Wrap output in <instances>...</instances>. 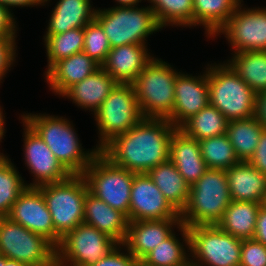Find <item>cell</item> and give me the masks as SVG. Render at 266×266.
<instances>
[{
	"label": "cell",
	"mask_w": 266,
	"mask_h": 266,
	"mask_svg": "<svg viewBox=\"0 0 266 266\" xmlns=\"http://www.w3.org/2000/svg\"><path fill=\"white\" fill-rule=\"evenodd\" d=\"M49 1L52 0H0V4L6 7L8 10L12 11L13 8L17 7H37L38 5L40 6H45L46 4L49 3Z\"/></svg>",
	"instance_id": "44"
},
{
	"label": "cell",
	"mask_w": 266,
	"mask_h": 266,
	"mask_svg": "<svg viewBox=\"0 0 266 266\" xmlns=\"http://www.w3.org/2000/svg\"><path fill=\"white\" fill-rule=\"evenodd\" d=\"M111 48L106 34L96 19H93L84 27L83 51L89 57L101 65Z\"/></svg>",
	"instance_id": "37"
},
{
	"label": "cell",
	"mask_w": 266,
	"mask_h": 266,
	"mask_svg": "<svg viewBox=\"0 0 266 266\" xmlns=\"http://www.w3.org/2000/svg\"><path fill=\"white\" fill-rule=\"evenodd\" d=\"M147 174L163 193L165 199L181 213L189 198L190 185L178 172L174 163L169 159L152 168Z\"/></svg>",
	"instance_id": "27"
},
{
	"label": "cell",
	"mask_w": 266,
	"mask_h": 266,
	"mask_svg": "<svg viewBox=\"0 0 266 266\" xmlns=\"http://www.w3.org/2000/svg\"><path fill=\"white\" fill-rule=\"evenodd\" d=\"M178 71L153 57L132 83L143 118L167 119L172 114Z\"/></svg>",
	"instance_id": "5"
},
{
	"label": "cell",
	"mask_w": 266,
	"mask_h": 266,
	"mask_svg": "<svg viewBox=\"0 0 266 266\" xmlns=\"http://www.w3.org/2000/svg\"><path fill=\"white\" fill-rule=\"evenodd\" d=\"M177 129L164 118H142L100 152L118 167L136 174L148 173L169 160L170 140Z\"/></svg>",
	"instance_id": "1"
},
{
	"label": "cell",
	"mask_w": 266,
	"mask_h": 266,
	"mask_svg": "<svg viewBox=\"0 0 266 266\" xmlns=\"http://www.w3.org/2000/svg\"><path fill=\"white\" fill-rule=\"evenodd\" d=\"M261 207L266 210V196L262 199Z\"/></svg>",
	"instance_id": "50"
},
{
	"label": "cell",
	"mask_w": 266,
	"mask_h": 266,
	"mask_svg": "<svg viewBox=\"0 0 266 266\" xmlns=\"http://www.w3.org/2000/svg\"><path fill=\"white\" fill-rule=\"evenodd\" d=\"M19 118L38 134L71 175H82L100 152L95 146L85 150L72 121L63 116L25 113Z\"/></svg>",
	"instance_id": "2"
},
{
	"label": "cell",
	"mask_w": 266,
	"mask_h": 266,
	"mask_svg": "<svg viewBox=\"0 0 266 266\" xmlns=\"http://www.w3.org/2000/svg\"><path fill=\"white\" fill-rule=\"evenodd\" d=\"M85 224L95 227L107 234L119 244H123L128 230V217L97 198L89 191L86 193L84 202Z\"/></svg>",
	"instance_id": "22"
},
{
	"label": "cell",
	"mask_w": 266,
	"mask_h": 266,
	"mask_svg": "<svg viewBox=\"0 0 266 266\" xmlns=\"http://www.w3.org/2000/svg\"><path fill=\"white\" fill-rule=\"evenodd\" d=\"M139 264L140 262L123 244H118L107 256L90 266H139Z\"/></svg>",
	"instance_id": "40"
},
{
	"label": "cell",
	"mask_w": 266,
	"mask_h": 266,
	"mask_svg": "<svg viewBox=\"0 0 266 266\" xmlns=\"http://www.w3.org/2000/svg\"><path fill=\"white\" fill-rule=\"evenodd\" d=\"M181 237L173 232L163 242L159 243L141 261L142 266H182L190 261V236L187 226L178 227ZM187 250V252H186Z\"/></svg>",
	"instance_id": "26"
},
{
	"label": "cell",
	"mask_w": 266,
	"mask_h": 266,
	"mask_svg": "<svg viewBox=\"0 0 266 266\" xmlns=\"http://www.w3.org/2000/svg\"><path fill=\"white\" fill-rule=\"evenodd\" d=\"M91 3V0H58L52 8L45 35L85 27L95 19L97 8Z\"/></svg>",
	"instance_id": "25"
},
{
	"label": "cell",
	"mask_w": 266,
	"mask_h": 266,
	"mask_svg": "<svg viewBox=\"0 0 266 266\" xmlns=\"http://www.w3.org/2000/svg\"><path fill=\"white\" fill-rule=\"evenodd\" d=\"M253 239L266 246V210L262 207L257 213Z\"/></svg>",
	"instance_id": "43"
},
{
	"label": "cell",
	"mask_w": 266,
	"mask_h": 266,
	"mask_svg": "<svg viewBox=\"0 0 266 266\" xmlns=\"http://www.w3.org/2000/svg\"><path fill=\"white\" fill-rule=\"evenodd\" d=\"M7 217L35 234L43 236L55 248L62 240L55 232L52 216L42 192L37 187H26L14 202Z\"/></svg>",
	"instance_id": "15"
},
{
	"label": "cell",
	"mask_w": 266,
	"mask_h": 266,
	"mask_svg": "<svg viewBox=\"0 0 266 266\" xmlns=\"http://www.w3.org/2000/svg\"><path fill=\"white\" fill-rule=\"evenodd\" d=\"M5 262H6V257L0 255V266H3L5 264Z\"/></svg>",
	"instance_id": "49"
},
{
	"label": "cell",
	"mask_w": 266,
	"mask_h": 266,
	"mask_svg": "<svg viewBox=\"0 0 266 266\" xmlns=\"http://www.w3.org/2000/svg\"><path fill=\"white\" fill-rule=\"evenodd\" d=\"M232 201L262 202L266 196V175L248 161H240L225 170Z\"/></svg>",
	"instance_id": "24"
},
{
	"label": "cell",
	"mask_w": 266,
	"mask_h": 266,
	"mask_svg": "<svg viewBox=\"0 0 266 266\" xmlns=\"http://www.w3.org/2000/svg\"><path fill=\"white\" fill-rule=\"evenodd\" d=\"M12 12L0 4V37H18V25Z\"/></svg>",
	"instance_id": "41"
},
{
	"label": "cell",
	"mask_w": 266,
	"mask_h": 266,
	"mask_svg": "<svg viewBox=\"0 0 266 266\" xmlns=\"http://www.w3.org/2000/svg\"><path fill=\"white\" fill-rule=\"evenodd\" d=\"M37 188L43 194L55 232L61 238L83 223L84 202L89 191L83 175H70L66 180Z\"/></svg>",
	"instance_id": "7"
},
{
	"label": "cell",
	"mask_w": 266,
	"mask_h": 266,
	"mask_svg": "<svg viewBox=\"0 0 266 266\" xmlns=\"http://www.w3.org/2000/svg\"><path fill=\"white\" fill-rule=\"evenodd\" d=\"M240 1L193 0V26H203L207 38H212L233 15Z\"/></svg>",
	"instance_id": "29"
},
{
	"label": "cell",
	"mask_w": 266,
	"mask_h": 266,
	"mask_svg": "<svg viewBox=\"0 0 266 266\" xmlns=\"http://www.w3.org/2000/svg\"><path fill=\"white\" fill-rule=\"evenodd\" d=\"M180 219L147 173L135 174L130 193L129 221Z\"/></svg>",
	"instance_id": "16"
},
{
	"label": "cell",
	"mask_w": 266,
	"mask_h": 266,
	"mask_svg": "<svg viewBox=\"0 0 266 266\" xmlns=\"http://www.w3.org/2000/svg\"><path fill=\"white\" fill-rule=\"evenodd\" d=\"M239 266H266V246L254 239H243Z\"/></svg>",
	"instance_id": "38"
},
{
	"label": "cell",
	"mask_w": 266,
	"mask_h": 266,
	"mask_svg": "<svg viewBox=\"0 0 266 266\" xmlns=\"http://www.w3.org/2000/svg\"><path fill=\"white\" fill-rule=\"evenodd\" d=\"M257 120L266 128V92L256 95L255 115Z\"/></svg>",
	"instance_id": "45"
},
{
	"label": "cell",
	"mask_w": 266,
	"mask_h": 266,
	"mask_svg": "<svg viewBox=\"0 0 266 266\" xmlns=\"http://www.w3.org/2000/svg\"><path fill=\"white\" fill-rule=\"evenodd\" d=\"M100 67L99 63L82 51L59 60L43 75L49 90L61 96L69 87L81 82Z\"/></svg>",
	"instance_id": "20"
},
{
	"label": "cell",
	"mask_w": 266,
	"mask_h": 266,
	"mask_svg": "<svg viewBox=\"0 0 266 266\" xmlns=\"http://www.w3.org/2000/svg\"><path fill=\"white\" fill-rule=\"evenodd\" d=\"M242 2L212 39L224 34L232 53L266 51V7L246 8Z\"/></svg>",
	"instance_id": "13"
},
{
	"label": "cell",
	"mask_w": 266,
	"mask_h": 266,
	"mask_svg": "<svg viewBox=\"0 0 266 266\" xmlns=\"http://www.w3.org/2000/svg\"><path fill=\"white\" fill-rule=\"evenodd\" d=\"M17 37H0V83L16 62ZM1 85V84H0Z\"/></svg>",
	"instance_id": "39"
},
{
	"label": "cell",
	"mask_w": 266,
	"mask_h": 266,
	"mask_svg": "<svg viewBox=\"0 0 266 266\" xmlns=\"http://www.w3.org/2000/svg\"><path fill=\"white\" fill-rule=\"evenodd\" d=\"M260 207L259 202L231 201L216 225L239 239H253Z\"/></svg>",
	"instance_id": "28"
},
{
	"label": "cell",
	"mask_w": 266,
	"mask_h": 266,
	"mask_svg": "<svg viewBox=\"0 0 266 266\" xmlns=\"http://www.w3.org/2000/svg\"><path fill=\"white\" fill-rule=\"evenodd\" d=\"M136 173L114 165L99 152L83 172L88 190L129 220L130 193Z\"/></svg>",
	"instance_id": "9"
},
{
	"label": "cell",
	"mask_w": 266,
	"mask_h": 266,
	"mask_svg": "<svg viewBox=\"0 0 266 266\" xmlns=\"http://www.w3.org/2000/svg\"><path fill=\"white\" fill-rule=\"evenodd\" d=\"M263 129L255 116L228 122L226 135L240 161H248L252 157Z\"/></svg>",
	"instance_id": "31"
},
{
	"label": "cell",
	"mask_w": 266,
	"mask_h": 266,
	"mask_svg": "<svg viewBox=\"0 0 266 266\" xmlns=\"http://www.w3.org/2000/svg\"><path fill=\"white\" fill-rule=\"evenodd\" d=\"M47 68L45 73L59 60L82 52L84 46V27L71 29L56 35H44Z\"/></svg>",
	"instance_id": "34"
},
{
	"label": "cell",
	"mask_w": 266,
	"mask_h": 266,
	"mask_svg": "<svg viewBox=\"0 0 266 266\" xmlns=\"http://www.w3.org/2000/svg\"><path fill=\"white\" fill-rule=\"evenodd\" d=\"M181 225V219L129 221L123 245L140 262Z\"/></svg>",
	"instance_id": "19"
},
{
	"label": "cell",
	"mask_w": 266,
	"mask_h": 266,
	"mask_svg": "<svg viewBox=\"0 0 266 266\" xmlns=\"http://www.w3.org/2000/svg\"><path fill=\"white\" fill-rule=\"evenodd\" d=\"M248 162L266 175V128L262 130L259 144Z\"/></svg>",
	"instance_id": "42"
},
{
	"label": "cell",
	"mask_w": 266,
	"mask_h": 266,
	"mask_svg": "<svg viewBox=\"0 0 266 266\" xmlns=\"http://www.w3.org/2000/svg\"><path fill=\"white\" fill-rule=\"evenodd\" d=\"M228 120L212 105L191 116L178 129L198 141L226 133Z\"/></svg>",
	"instance_id": "32"
},
{
	"label": "cell",
	"mask_w": 266,
	"mask_h": 266,
	"mask_svg": "<svg viewBox=\"0 0 266 266\" xmlns=\"http://www.w3.org/2000/svg\"><path fill=\"white\" fill-rule=\"evenodd\" d=\"M139 266H142L141 264H139ZM182 266H195L191 261H189L187 264L182 265Z\"/></svg>",
	"instance_id": "52"
},
{
	"label": "cell",
	"mask_w": 266,
	"mask_h": 266,
	"mask_svg": "<svg viewBox=\"0 0 266 266\" xmlns=\"http://www.w3.org/2000/svg\"><path fill=\"white\" fill-rule=\"evenodd\" d=\"M205 67L202 75L192 76L193 74L182 70L177 74L174 107L167 118L174 127L179 128L191 116L209 105L207 66Z\"/></svg>",
	"instance_id": "17"
},
{
	"label": "cell",
	"mask_w": 266,
	"mask_h": 266,
	"mask_svg": "<svg viewBox=\"0 0 266 266\" xmlns=\"http://www.w3.org/2000/svg\"><path fill=\"white\" fill-rule=\"evenodd\" d=\"M118 83L100 67L81 82L69 87L61 97L94 114Z\"/></svg>",
	"instance_id": "21"
},
{
	"label": "cell",
	"mask_w": 266,
	"mask_h": 266,
	"mask_svg": "<svg viewBox=\"0 0 266 266\" xmlns=\"http://www.w3.org/2000/svg\"><path fill=\"white\" fill-rule=\"evenodd\" d=\"M3 266H30V265L24 262L17 261V260L8 259L6 257V262Z\"/></svg>",
	"instance_id": "48"
},
{
	"label": "cell",
	"mask_w": 266,
	"mask_h": 266,
	"mask_svg": "<svg viewBox=\"0 0 266 266\" xmlns=\"http://www.w3.org/2000/svg\"><path fill=\"white\" fill-rule=\"evenodd\" d=\"M7 157L4 153L0 152V163Z\"/></svg>",
	"instance_id": "51"
},
{
	"label": "cell",
	"mask_w": 266,
	"mask_h": 266,
	"mask_svg": "<svg viewBox=\"0 0 266 266\" xmlns=\"http://www.w3.org/2000/svg\"><path fill=\"white\" fill-rule=\"evenodd\" d=\"M23 123L24 165L33 174L28 187L66 180L71 174L60 164L46 143L21 119Z\"/></svg>",
	"instance_id": "14"
},
{
	"label": "cell",
	"mask_w": 266,
	"mask_h": 266,
	"mask_svg": "<svg viewBox=\"0 0 266 266\" xmlns=\"http://www.w3.org/2000/svg\"><path fill=\"white\" fill-rule=\"evenodd\" d=\"M190 236V261L195 266H239L242 239L217 225L187 227Z\"/></svg>",
	"instance_id": "10"
},
{
	"label": "cell",
	"mask_w": 266,
	"mask_h": 266,
	"mask_svg": "<svg viewBox=\"0 0 266 266\" xmlns=\"http://www.w3.org/2000/svg\"><path fill=\"white\" fill-rule=\"evenodd\" d=\"M159 25L193 27V0H147Z\"/></svg>",
	"instance_id": "33"
},
{
	"label": "cell",
	"mask_w": 266,
	"mask_h": 266,
	"mask_svg": "<svg viewBox=\"0 0 266 266\" xmlns=\"http://www.w3.org/2000/svg\"><path fill=\"white\" fill-rule=\"evenodd\" d=\"M141 1L143 0H115L117 5L115 7H137Z\"/></svg>",
	"instance_id": "46"
},
{
	"label": "cell",
	"mask_w": 266,
	"mask_h": 266,
	"mask_svg": "<svg viewBox=\"0 0 266 266\" xmlns=\"http://www.w3.org/2000/svg\"><path fill=\"white\" fill-rule=\"evenodd\" d=\"M5 116L3 114V108L1 107L0 105V142H2V140L4 139L5 137V134H6V129L4 128L5 127Z\"/></svg>",
	"instance_id": "47"
},
{
	"label": "cell",
	"mask_w": 266,
	"mask_h": 266,
	"mask_svg": "<svg viewBox=\"0 0 266 266\" xmlns=\"http://www.w3.org/2000/svg\"><path fill=\"white\" fill-rule=\"evenodd\" d=\"M231 201L225 170L208 168L190 186L187 204L180 213L181 224L216 225Z\"/></svg>",
	"instance_id": "3"
},
{
	"label": "cell",
	"mask_w": 266,
	"mask_h": 266,
	"mask_svg": "<svg viewBox=\"0 0 266 266\" xmlns=\"http://www.w3.org/2000/svg\"><path fill=\"white\" fill-rule=\"evenodd\" d=\"M93 116L99 138L96 148L101 151L143 118L133 85L118 83Z\"/></svg>",
	"instance_id": "8"
},
{
	"label": "cell",
	"mask_w": 266,
	"mask_h": 266,
	"mask_svg": "<svg viewBox=\"0 0 266 266\" xmlns=\"http://www.w3.org/2000/svg\"><path fill=\"white\" fill-rule=\"evenodd\" d=\"M231 55L226 62L238 76L256 94L266 92V51H243Z\"/></svg>",
	"instance_id": "30"
},
{
	"label": "cell",
	"mask_w": 266,
	"mask_h": 266,
	"mask_svg": "<svg viewBox=\"0 0 266 266\" xmlns=\"http://www.w3.org/2000/svg\"><path fill=\"white\" fill-rule=\"evenodd\" d=\"M119 243L84 222L69 231L56 248L58 266H90L107 256Z\"/></svg>",
	"instance_id": "12"
},
{
	"label": "cell",
	"mask_w": 266,
	"mask_h": 266,
	"mask_svg": "<svg viewBox=\"0 0 266 266\" xmlns=\"http://www.w3.org/2000/svg\"><path fill=\"white\" fill-rule=\"evenodd\" d=\"M95 19L112 48L126 44H146L149 35L163 30L149 6L97 7Z\"/></svg>",
	"instance_id": "6"
},
{
	"label": "cell",
	"mask_w": 266,
	"mask_h": 266,
	"mask_svg": "<svg viewBox=\"0 0 266 266\" xmlns=\"http://www.w3.org/2000/svg\"><path fill=\"white\" fill-rule=\"evenodd\" d=\"M169 159L190 186L208 169L201 155L199 141L186 136L179 129L171 137Z\"/></svg>",
	"instance_id": "23"
},
{
	"label": "cell",
	"mask_w": 266,
	"mask_h": 266,
	"mask_svg": "<svg viewBox=\"0 0 266 266\" xmlns=\"http://www.w3.org/2000/svg\"><path fill=\"white\" fill-rule=\"evenodd\" d=\"M147 45L126 44L111 48L101 67L117 83L132 84L154 57Z\"/></svg>",
	"instance_id": "18"
},
{
	"label": "cell",
	"mask_w": 266,
	"mask_h": 266,
	"mask_svg": "<svg viewBox=\"0 0 266 266\" xmlns=\"http://www.w3.org/2000/svg\"><path fill=\"white\" fill-rule=\"evenodd\" d=\"M7 156L0 163V217H7L28 184Z\"/></svg>",
	"instance_id": "35"
},
{
	"label": "cell",
	"mask_w": 266,
	"mask_h": 266,
	"mask_svg": "<svg viewBox=\"0 0 266 266\" xmlns=\"http://www.w3.org/2000/svg\"><path fill=\"white\" fill-rule=\"evenodd\" d=\"M0 255L30 266H54L56 248L43 236L0 217Z\"/></svg>",
	"instance_id": "11"
},
{
	"label": "cell",
	"mask_w": 266,
	"mask_h": 266,
	"mask_svg": "<svg viewBox=\"0 0 266 266\" xmlns=\"http://www.w3.org/2000/svg\"><path fill=\"white\" fill-rule=\"evenodd\" d=\"M209 104L228 121L255 115L256 93L226 62L207 64Z\"/></svg>",
	"instance_id": "4"
},
{
	"label": "cell",
	"mask_w": 266,
	"mask_h": 266,
	"mask_svg": "<svg viewBox=\"0 0 266 266\" xmlns=\"http://www.w3.org/2000/svg\"><path fill=\"white\" fill-rule=\"evenodd\" d=\"M201 155L209 169L227 170L240 160L226 133L199 141Z\"/></svg>",
	"instance_id": "36"
}]
</instances>
